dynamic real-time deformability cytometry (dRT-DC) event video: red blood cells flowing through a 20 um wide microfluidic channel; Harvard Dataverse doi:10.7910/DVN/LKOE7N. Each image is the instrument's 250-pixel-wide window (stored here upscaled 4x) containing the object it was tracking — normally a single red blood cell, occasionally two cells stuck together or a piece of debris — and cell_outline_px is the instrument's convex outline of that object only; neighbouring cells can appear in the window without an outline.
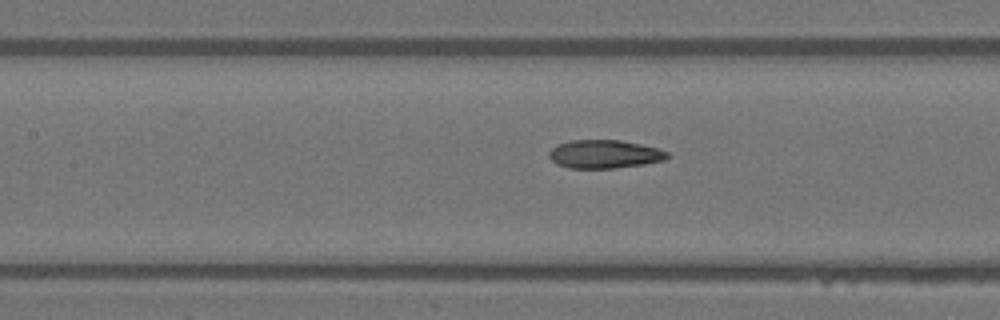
{"species": "Egyptian fruit bat (a non-hibernating species)", "species_latin": "Rousettus aegyptiacus", "temperature_condition": "warm", "stored_images_in_passage": 12, "camera_frame_rate_fps": 3000, "um_per_image_px": 0.085, "animal": {"sex": "female"}, "frame": {"image": 1, "passage_image": 10, "time_ms": 3.0, "image_size_px": [1000, 320], "cell_outline_px": [[672, 156], [664, 160], [644, 164], [616, 168], [568, 168], [556, 164], [548, 156], [548, 152], [556, 144], [572, 140], [620, 140], [640, 144], [656, 148], [668, 152]], "centroid_in_image_um": [51.37, 13.1], "position_along_channel_um": 156.0, "area_um2": 19.65}}